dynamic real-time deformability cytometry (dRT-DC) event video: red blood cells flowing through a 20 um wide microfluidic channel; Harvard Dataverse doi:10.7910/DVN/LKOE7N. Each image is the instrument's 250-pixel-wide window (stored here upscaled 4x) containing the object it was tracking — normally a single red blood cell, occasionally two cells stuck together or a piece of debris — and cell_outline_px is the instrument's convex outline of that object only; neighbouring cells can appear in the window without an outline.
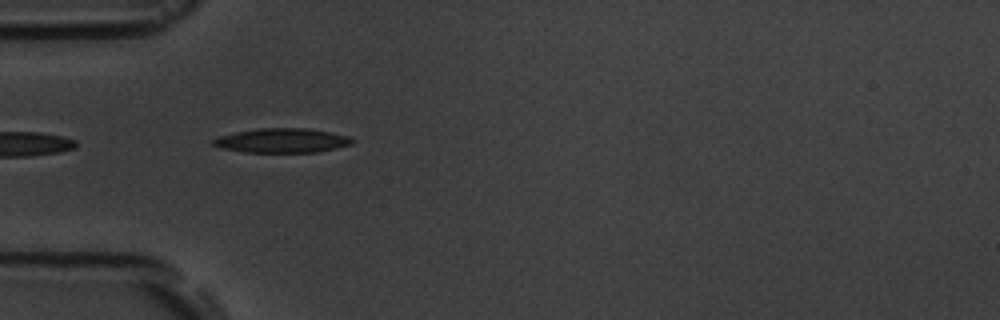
{"species": "common noctule bat (a hibernating species)", "species_latin": "Nyctalus noctula", "temperature_condition": "room temperature", "stored_images_in_passage": 5, "camera_frame_rate_fps": 3000, "um_per_image_px": 0.085, "animal": {"sex": "male", "body_mass_g": 19.5, "forearm_length_mm": 54.6}, "frame": {"image": 1, "passage_image": 4, "time_ms": 3.333, "image_size_px": [1000, 320], "cell_outline_px": [[356, 140], [352, 144], [336, 148], [316, 152], [244, 152], [220, 148], [212, 144], [212, 140], [220, 136], [236, 132], [260, 128], [308, 128], [332, 132], [348, 136]], "centroid_in_image_um": [24.0, 11.94], "position_along_channel_um": 61.0, "area_um2": 19.77}}
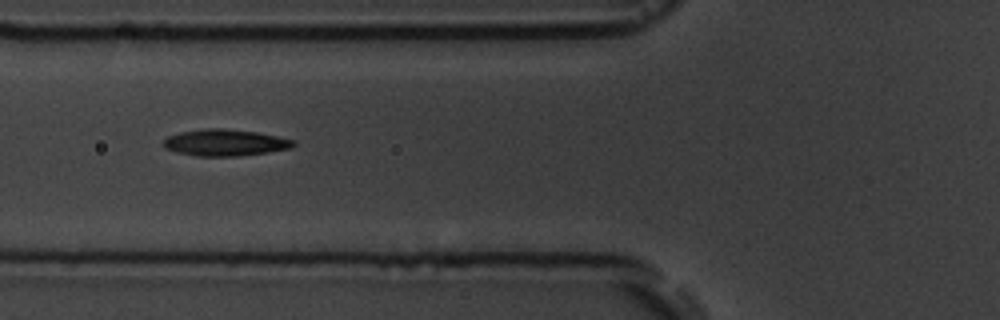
{"frame": {"image": 2, "passage_image": 5, "time_ms": 4.667, "image_size_px": [1000, 320], "cell_outline_px": [[296, 144], [292, 148], [268, 152], [236, 156], [196, 156], [176, 152], [164, 148], [160, 144], [168, 136], [180, 132], [204, 128], [224, 128], [256, 132], [276, 136], [292, 140]], "centroid_in_image_um": [19.07, 12.12], "position_along_channel_um": 106.7, "area_um2": 20.17}}